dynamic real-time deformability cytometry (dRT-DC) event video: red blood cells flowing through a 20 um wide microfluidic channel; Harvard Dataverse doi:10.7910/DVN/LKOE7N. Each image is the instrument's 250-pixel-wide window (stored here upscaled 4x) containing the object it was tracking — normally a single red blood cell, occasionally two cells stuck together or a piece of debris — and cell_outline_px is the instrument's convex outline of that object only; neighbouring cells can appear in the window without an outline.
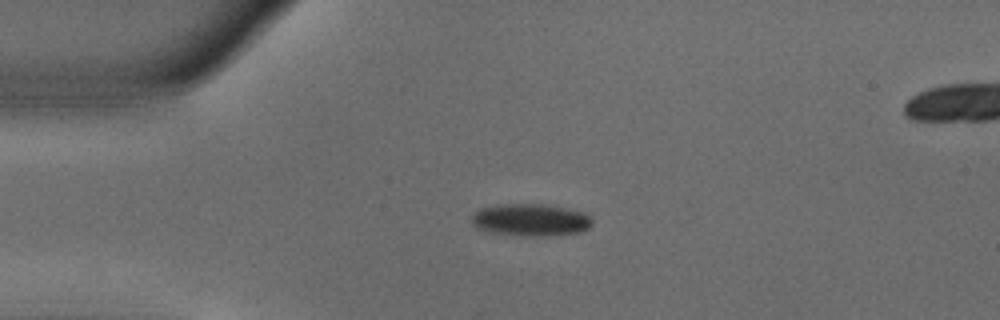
{"species": "common noctule bat (a hibernating species)", "species_latin": "Nyctalus noctula", "temperature_condition": "warm", "stored_images_in_passage": 53, "camera_frame_rate_fps": 3000, "um_per_image_px": 0.085, "animal": {"sex": "male", "body_mass_g": 18.8}, "frame": {"image": 1, "passage_image": 12, "time_ms": 3.667, "image_size_px": [1000, 320], "cell_outline_px": [[592, 224], [588, 228], [580, 232], [544, 236], [536, 236], [488, 232], [476, 228], [472, 224], [472, 212], [480, 208], [496, 204], [544, 204], [584, 212], [592, 220]], "centroid_in_image_um": [45.05, 18.68], "position_along_channel_um": 39.9, "area_um2": 22.66}}
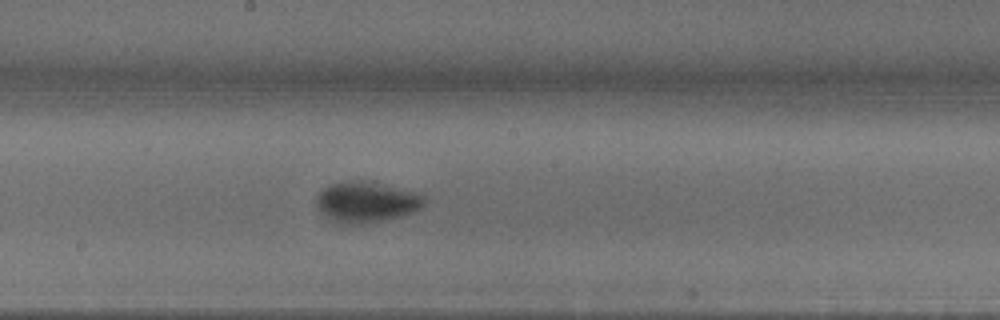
{"frame": {"image": 2, "passage_image": 28, "time_ms": 9.0, "image_size_px": [1000, 320], "cell_outline_px": [[424, 204], [420, 208], [412, 212], [400, 216], [384, 220], [360, 224], [344, 224], [328, 220], [320, 212], [316, 204], [316, 196], [324, 188], [332, 184], [348, 180], [368, 180], [420, 192], [424, 196]], "centroid_in_image_um": [31.13, 17.16], "position_along_channel_um": 217.1, "area_um2": 26.01}}
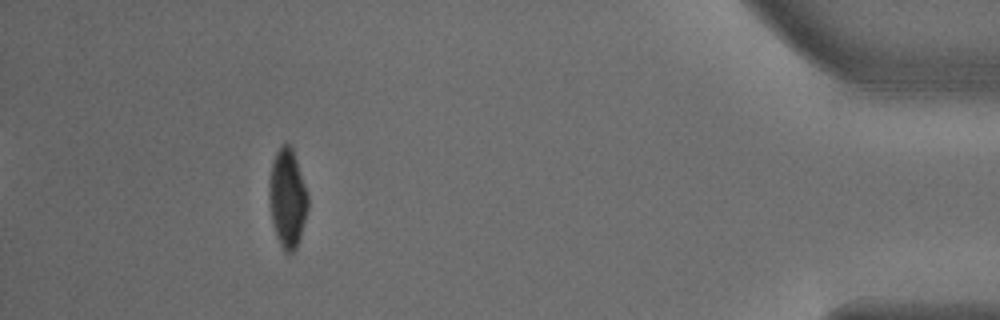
{"frame": {"image": 3, "passage_image": 48, "time_ms": 15.667, "image_size_px": [1000, 320], "cell_outline_px": [[308, 208], [300, 236], [296, 248], [292, 252], [284, 252], [276, 236], [272, 224], [268, 200], [268, 180], [272, 160], [276, 152], [288, 140], [292, 144], [308, 196]], "centroid_in_image_um": [24.4, 16.8], "position_along_channel_um": 410.8, "area_um2": 22.66}}